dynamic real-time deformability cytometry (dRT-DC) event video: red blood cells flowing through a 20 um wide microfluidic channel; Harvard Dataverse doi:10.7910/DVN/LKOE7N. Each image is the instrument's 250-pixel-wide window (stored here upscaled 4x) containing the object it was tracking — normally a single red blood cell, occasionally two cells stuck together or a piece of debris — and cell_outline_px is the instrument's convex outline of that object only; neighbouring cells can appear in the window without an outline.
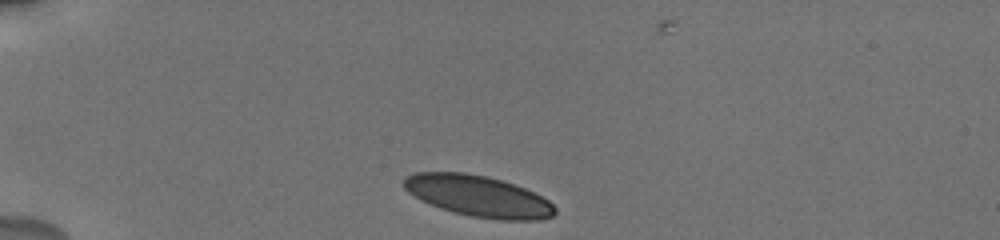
{"species": "human", "species_latin": "Homo sapiens", "temperature_condition": "cold", "stored_images_in_passage": 9, "camera_frame_rate_fps": 3000, "um_per_image_px": 0.085, "donor": {"sex": "male"}, "frame": {"image": 1, "passage_image": 1, "time_ms": 0.0, "image_size_px": [1000, 240], "cell_outline_px": [[556, 212], [552, 216], [540, 220], [500, 220], [472, 216], [452, 212], [440, 208], [420, 200], [408, 192], [404, 188], [404, 176], [416, 172], [464, 172], [484, 176], [500, 180], [524, 188], [548, 200], [556, 208]], "centroid_in_image_um": [40.62, 16.67], "position_along_channel_um": 44.4, "area_um2": 36.07}}
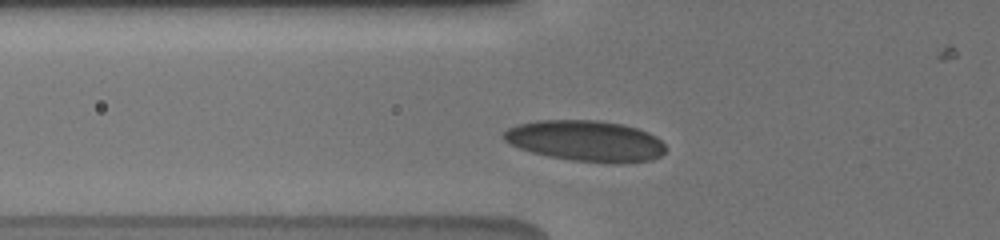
{"frame": {"image": 2, "passage_image": 6, "time_ms": 2.0, "image_size_px": [1000, 240], "cell_outline_px": [[668, 148], [660, 156], [652, 160], [620, 164], [616, 164], [572, 160], [548, 156], [532, 152], [520, 148], [504, 140], [504, 132], [508, 128], [520, 124], [536, 120], [596, 120], [620, 124], [636, 128], [648, 132], [656, 136]], "centroid_in_image_um": [49.83, 11.99], "position_along_channel_um": 76.0, "area_um2": 38.61}}
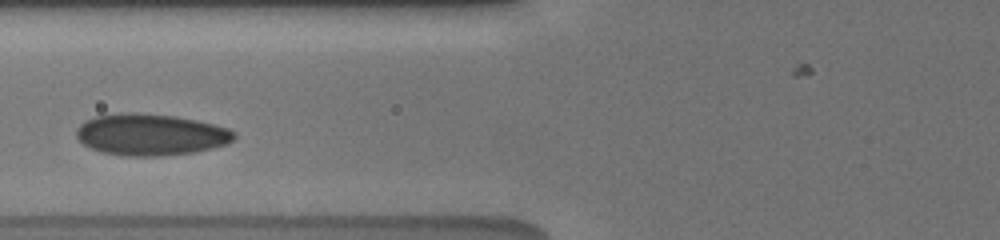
{"frame": {"image": 3, "passage_image": 8, "time_ms": 3.0, "image_size_px": [1000, 240], "cell_outline_px": [[236, 136], [228, 144], [212, 148], [192, 152], [156, 156], [124, 156], [104, 152], [92, 148], [84, 144], [76, 136], [76, 128], [84, 120], [96, 116], [120, 112], [136, 112], [176, 116], [196, 120], [228, 128], [236, 132]], "centroid_in_image_um": [12.79, 11.42], "position_along_channel_um": 113.0, "area_um2": 38.26}}